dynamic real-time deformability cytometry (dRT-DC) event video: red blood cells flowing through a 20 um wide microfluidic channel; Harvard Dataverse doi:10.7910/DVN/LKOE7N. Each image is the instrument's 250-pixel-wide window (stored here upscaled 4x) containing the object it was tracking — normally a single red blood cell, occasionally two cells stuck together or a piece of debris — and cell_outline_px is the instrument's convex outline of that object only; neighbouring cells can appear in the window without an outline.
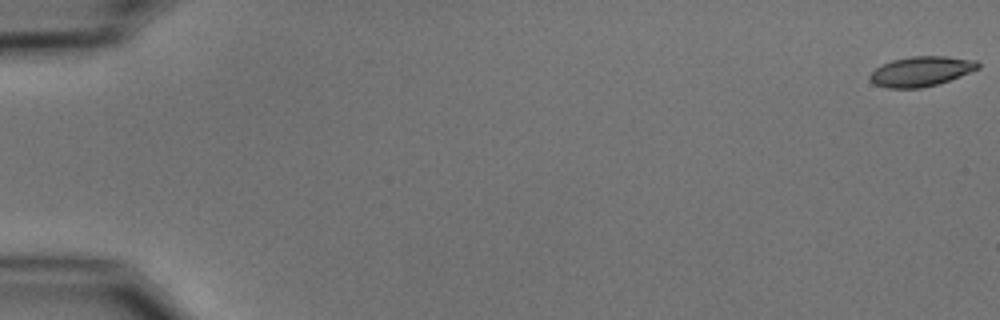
{"species": "common noctule bat (a hibernating species)", "species_latin": "Nyctalus noctula", "temperature_condition": "cold", "stored_images_in_passage": 10, "camera_frame_rate_fps": 3000, "um_per_image_px": 0.085, "animal": {"sex": "male", "body_mass_g": 15.6}, "frame": {"image": 1, "passage_image": 1, "time_ms": 0.0, "image_size_px": [1000, 320], "cell_outline_px": [[980, 68], [960, 76], [936, 84], [920, 88], [888, 88], [872, 84], [868, 76], [876, 68], [892, 60], [912, 56], [948, 56], [976, 60], [980, 64]], "centroid_in_image_um": [78.29, 6.06], "position_along_channel_um": 6.7, "area_um2": 18.79}}